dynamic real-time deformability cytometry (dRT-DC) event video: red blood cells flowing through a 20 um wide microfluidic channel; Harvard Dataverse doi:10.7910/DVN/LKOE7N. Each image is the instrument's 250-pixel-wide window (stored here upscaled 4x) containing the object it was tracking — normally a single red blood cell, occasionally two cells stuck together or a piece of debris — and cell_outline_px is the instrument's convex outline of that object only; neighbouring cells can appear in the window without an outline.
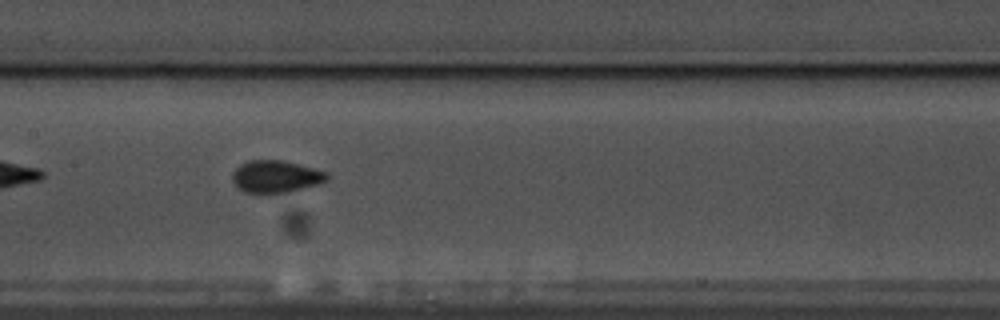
{"species": "common noctule bat (a hibernating species)", "species_latin": "Nyctalus noctula", "temperature_condition": "warm", "stored_images_in_passage": 41, "camera_frame_rate_fps": 3000, "um_per_image_px": 0.085, "animal": {"sex": "male", "body_mass_g": 17.5, "forearm_length_mm": 52.3}, "frame": {"image": 1, "passage_image": 12, "time_ms": 3.667, "image_size_px": [1000, 320], "cell_outline_px": [[328, 180], [316, 184], [288, 192], [244, 192], [236, 188], [232, 180], [232, 172], [240, 164], [248, 160], [284, 160], [328, 172]], "centroid_in_image_um": [23.41, 14.99], "position_along_channel_um": 184.0, "area_um2": 17.69}, "authors_computed_cell_mechanics": {"area_um2": 16.762, "velocity_mm_per_s": 3.5311, "shape_relaxation_time_tau1_ms": 2.902, "shape_relaxation_time_tau2_ms": 1.28, "deformation_change_tau1": 0.0805, "deformation_change_tau2": 0.0506}}